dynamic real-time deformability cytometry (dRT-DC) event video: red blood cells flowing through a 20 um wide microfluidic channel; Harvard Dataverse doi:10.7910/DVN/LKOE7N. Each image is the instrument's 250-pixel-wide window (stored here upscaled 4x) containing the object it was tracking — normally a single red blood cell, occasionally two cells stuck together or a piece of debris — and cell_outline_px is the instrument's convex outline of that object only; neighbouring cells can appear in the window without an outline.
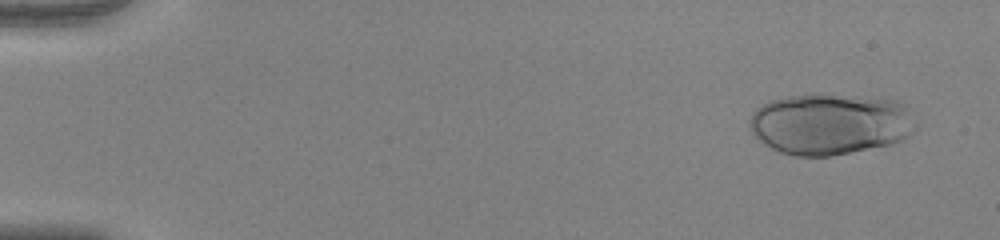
{"species": "human", "species_latin": "Homo sapiens", "temperature_condition": "warm", "stored_images_in_passage": 52, "camera_frame_rate_fps": 3000, "um_per_image_px": 0.085, "donor": {"sex": "female"}, "frame": {"image": 1, "passage_image": 3, "time_ms": 0.667, "image_size_px": [1000, 240], "cell_outline_px": [[916, 128], [908, 136], [892, 144], [828, 156], [792, 156], [780, 152], [764, 144], [752, 132], [748, 124], [748, 120], [752, 112], [756, 108], [772, 100], [788, 96], [820, 92], [896, 100], [908, 104], [916, 124]], "centroid_in_image_um": [70.58, 10.51], "position_along_channel_um": 14.4, "area_um2": 60.11}}
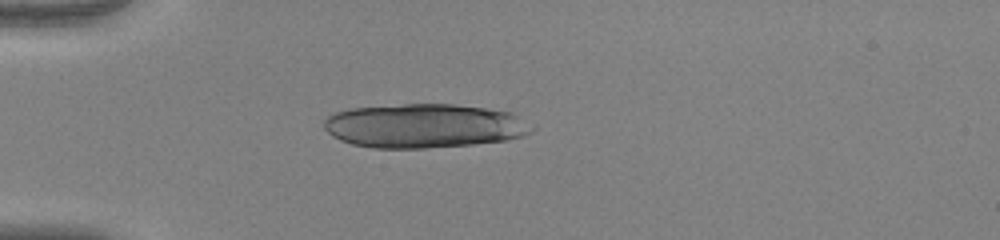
{"frame": {"image": 2, "passage_image": 15, "time_ms": 4.667, "image_size_px": [1000, 240], "cell_outline_px": [[536, 128], [532, 132], [524, 136], [508, 140], [472, 144], [424, 148], [372, 148], [352, 144], [340, 140], [332, 136], [324, 128], [324, 120], [328, 116], [336, 112], [352, 108], [404, 104], [456, 104], [488, 108], [512, 112], [536, 124]], "centroid_in_image_um": [36.14, 10.69], "position_along_channel_um": 48.9, "area_um2": 53.99}}